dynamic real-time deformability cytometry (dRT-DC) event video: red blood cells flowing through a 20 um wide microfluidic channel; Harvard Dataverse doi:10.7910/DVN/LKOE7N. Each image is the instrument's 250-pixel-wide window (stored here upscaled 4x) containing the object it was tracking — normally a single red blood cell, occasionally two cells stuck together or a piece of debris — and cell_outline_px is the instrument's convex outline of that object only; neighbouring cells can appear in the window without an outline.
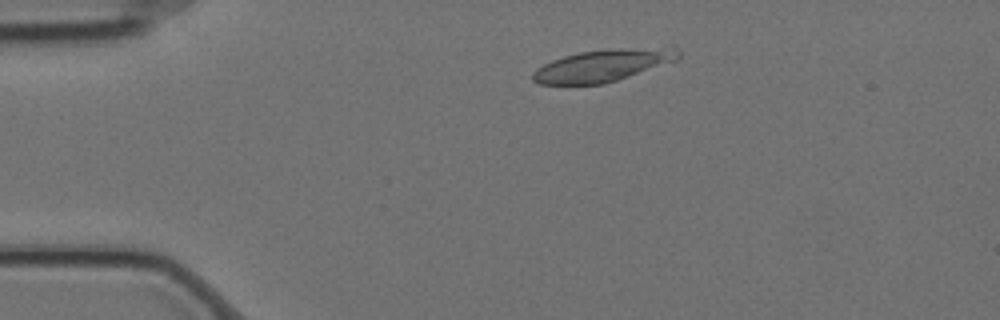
{"species": "Egyptian fruit bat (a non-hibernating species)", "species_latin": "Rousettus aegyptiacus", "temperature_condition": "cold", "stored_images_in_passage": 3, "camera_frame_rate_fps": 3000, "um_per_image_px": 0.085, "animal": {"sex": "female"}, "frame": {"image": 1, "passage_image": 2, "time_ms": 0.333, "image_size_px": [1000, 320], "cell_outline_px": [[680, 56], [676, 60], [604, 84], [540, 84], [532, 80], [532, 72], [536, 68], [552, 60], [564, 56], [580, 52], [620, 48], [672, 44], [676, 44], [680, 48]], "centroid_in_image_um": [51.36, 5.51], "position_along_channel_um": 33.6, "area_um2": 27.69}}